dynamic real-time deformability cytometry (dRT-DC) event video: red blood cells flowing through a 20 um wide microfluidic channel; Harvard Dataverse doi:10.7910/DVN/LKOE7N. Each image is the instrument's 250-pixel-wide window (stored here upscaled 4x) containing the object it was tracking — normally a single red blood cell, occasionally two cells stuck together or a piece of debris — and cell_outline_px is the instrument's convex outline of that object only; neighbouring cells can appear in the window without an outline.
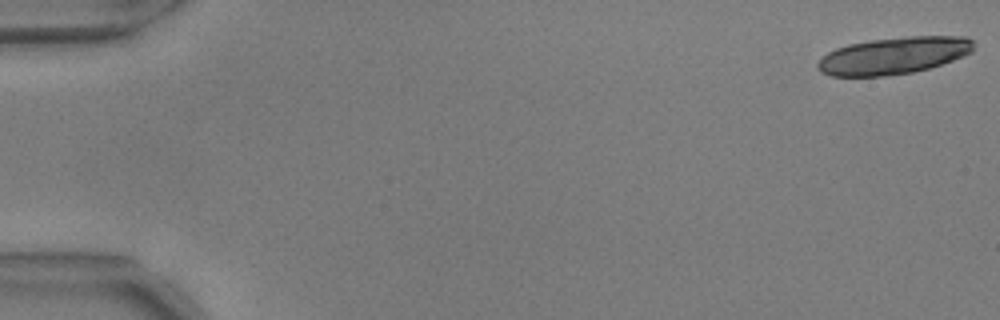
{"species": "common noctule bat (a hibernating species)", "species_latin": "Nyctalus noctula", "temperature_condition": "warm", "stored_images_in_passage": 20, "camera_frame_rate_fps": 3000, "um_per_image_px": 0.085, "animal": {"sex": "male", "body_mass_g": 17.9, "forearm_length_mm": 54.2}, "frame": {"image": 1, "passage_image": 1, "time_ms": 0.0, "image_size_px": [1000, 320], "cell_outline_px": [[972, 52], [964, 56], [928, 68], [912, 72], [888, 76], [832, 76], [820, 72], [816, 68], [816, 64], [828, 52], [836, 48], [848, 44], [868, 40], [908, 36], [968, 36], [972, 40]], "centroid_in_image_um": [75.94, 4.72], "position_along_channel_um": 9.1, "area_um2": 33.7}}